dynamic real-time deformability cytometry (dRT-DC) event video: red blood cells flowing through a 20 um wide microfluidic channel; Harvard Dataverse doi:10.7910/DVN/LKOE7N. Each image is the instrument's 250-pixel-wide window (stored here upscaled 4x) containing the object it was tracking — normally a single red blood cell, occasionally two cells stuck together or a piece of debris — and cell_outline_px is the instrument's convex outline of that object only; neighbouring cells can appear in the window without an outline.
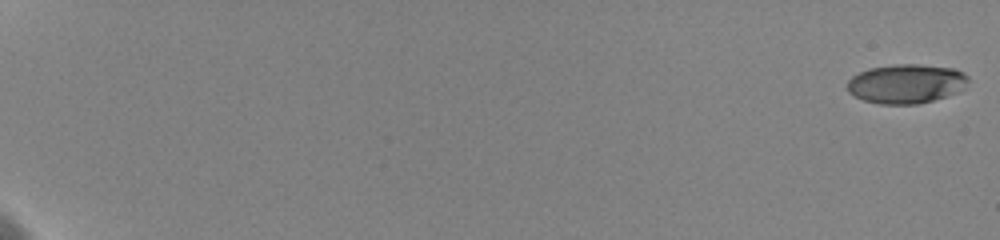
{"species": "human", "species_latin": "Homo sapiens", "temperature_condition": "cold", "stored_images_in_passage": 34, "camera_frame_rate_fps": 3000, "um_per_image_px": 0.085, "donor": {"sex": "female"}, "frame": {"image": 1, "passage_image": 1, "time_ms": 0.0, "image_size_px": [1000, 240], "cell_outline_px": [[968, 80], [964, 88], [960, 92], [932, 100], [916, 104], [880, 104], [864, 100], [848, 92], [848, 80], [852, 76], [860, 72], [872, 68], [896, 64], [920, 64], [952, 68], [964, 72], [968, 76]], "centroid_in_image_um": [77.06, 7.11], "position_along_channel_um": 7.9, "area_um2": 27.57}}
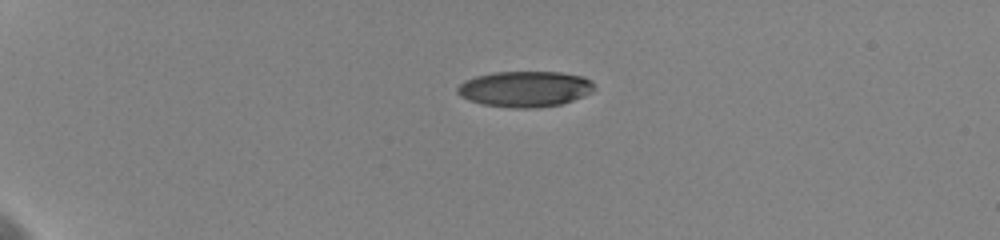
{"frame": {"image": 2, "passage_image": 22, "time_ms": 5.333, "image_size_px": [1000, 240], "cell_outline_px": [[596, 88], [592, 92], [584, 96], [560, 104], [540, 108], [512, 108], [480, 104], [468, 100], [460, 96], [456, 92], [456, 88], [464, 80], [476, 76], [492, 72], [560, 72], [584, 76], [592, 80]], "centroid_in_image_um": [44.62, 7.56], "position_along_channel_um": 40.4, "area_um2": 28.96}}